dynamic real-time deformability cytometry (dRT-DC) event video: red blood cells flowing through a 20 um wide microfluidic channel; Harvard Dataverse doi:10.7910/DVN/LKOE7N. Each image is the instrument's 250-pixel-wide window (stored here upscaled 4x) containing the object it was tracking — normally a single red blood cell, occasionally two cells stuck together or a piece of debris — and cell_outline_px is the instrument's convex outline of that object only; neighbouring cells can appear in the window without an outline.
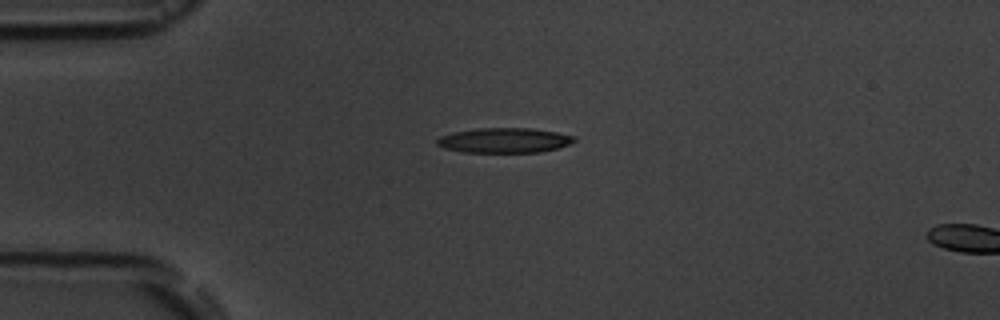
{"species": "common noctule bat (a hibernating species)", "species_latin": "Nyctalus noctula", "temperature_condition": "room temperature", "stored_images_in_passage": 2, "camera_frame_rate_fps": 3000, "um_per_image_px": 0.085, "animal": {"sex": "male", "body_mass_g": 19.5, "forearm_length_mm": 54.6}, "frame": {"image": 1, "passage_image": 1, "time_ms": 0.0, "image_size_px": [1000, 320], "cell_outline_px": [[576, 140], [568, 144], [556, 148], [540, 152], [464, 152], [444, 148], [436, 144], [436, 140], [440, 136], [452, 132], [476, 128], [532, 128], [556, 132], [576, 136]], "centroid_in_image_um": [42.84, 11.92], "position_along_channel_um": 42.2, "area_um2": 19.94}}